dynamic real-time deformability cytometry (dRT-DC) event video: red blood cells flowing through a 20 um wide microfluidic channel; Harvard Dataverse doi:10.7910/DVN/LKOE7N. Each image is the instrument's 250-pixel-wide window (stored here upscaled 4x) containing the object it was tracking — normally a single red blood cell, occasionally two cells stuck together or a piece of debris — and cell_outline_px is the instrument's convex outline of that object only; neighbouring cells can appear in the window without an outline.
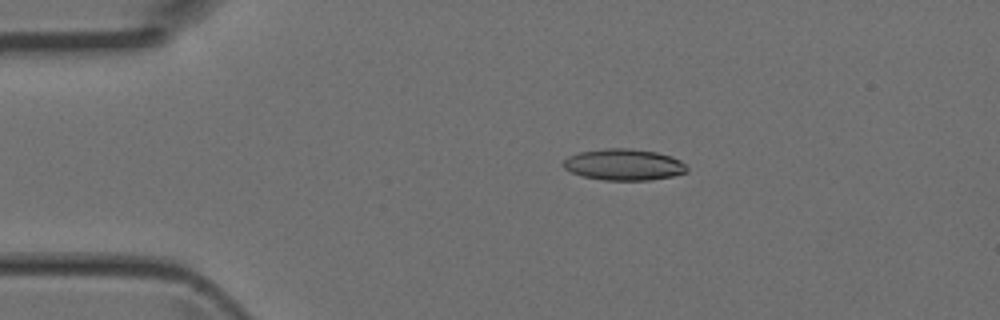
{"species": "Egyptian fruit bat (a non-hibernating species)", "species_latin": "Rousettus aegyptiacus", "temperature_condition": "room temperature", "stored_images_in_passage": 4, "camera_frame_rate_fps": 3000, "um_per_image_px": 0.085, "animal": {"sex": "female"}, "frame": {"image": 1, "passage_image": 3, "time_ms": 0.667, "image_size_px": [1000, 320], "cell_outline_px": [[688, 172], [672, 176], [648, 180], [604, 180], [584, 176], [572, 172], [564, 168], [560, 164], [568, 156], [580, 152], [604, 148], [632, 148], [656, 152], [672, 156], [680, 160], [688, 168]], "centroid_in_image_um": [53.03, 13.98], "position_along_channel_um": 32.0, "area_um2": 22.66}}
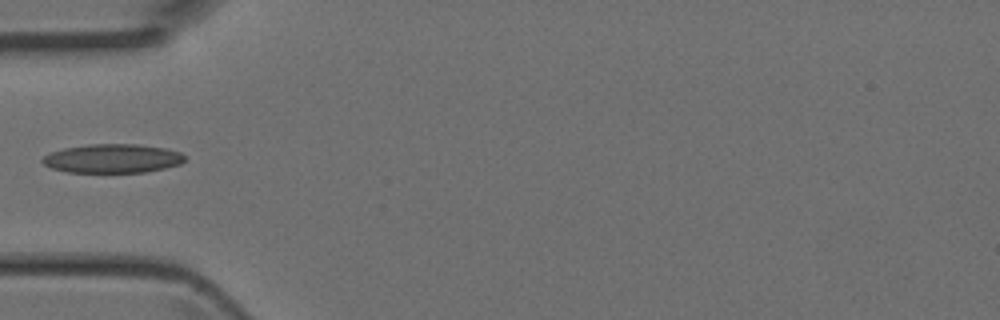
{"frame": {"image": 2, "passage_image": 4, "time_ms": 1.0, "image_size_px": [1000, 320], "cell_outline_px": [[184, 160], [180, 164], [164, 168], [144, 172], [68, 172], [52, 168], [44, 164], [40, 160], [44, 156], [52, 152], [64, 148], [88, 144], [136, 144], [164, 148], [180, 152], [184, 156]], "centroid_in_image_um": [9.55, 13.47], "position_along_channel_um": 75.5, "area_um2": 23.76}}